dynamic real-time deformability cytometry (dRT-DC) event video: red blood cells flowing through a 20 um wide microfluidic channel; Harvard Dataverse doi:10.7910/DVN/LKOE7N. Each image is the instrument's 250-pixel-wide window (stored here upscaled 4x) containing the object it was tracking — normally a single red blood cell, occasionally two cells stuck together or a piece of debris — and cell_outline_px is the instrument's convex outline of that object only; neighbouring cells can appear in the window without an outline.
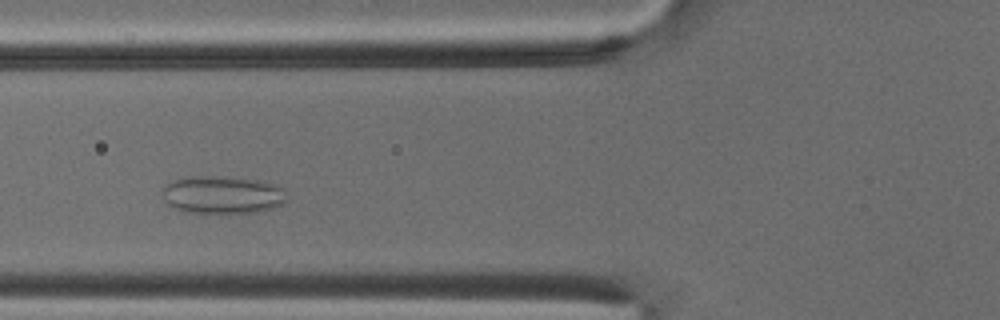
{"species": "common noctule bat (a hibernating species)", "species_latin": "Nyctalus noctula", "temperature_condition": "cold", "stored_images_in_passage": 45, "camera_frame_rate_fps": 3000, "um_per_image_px": 0.085, "animal": {"sex": "male", "body_mass_g": 18.8}, "frame": {"image": 1, "passage_image": 13, "time_ms": 4.0, "image_size_px": [1000, 320], "cell_outline_px": [[288, 200], [284, 204], [260, 212], [184, 212], [172, 208], [164, 200], [164, 184], [172, 180], [192, 176], [212, 176], [256, 180], [272, 184], [284, 188]], "centroid_in_image_um": [18.91, 16.56], "position_along_channel_um": 106.9, "area_um2": 27.28}}
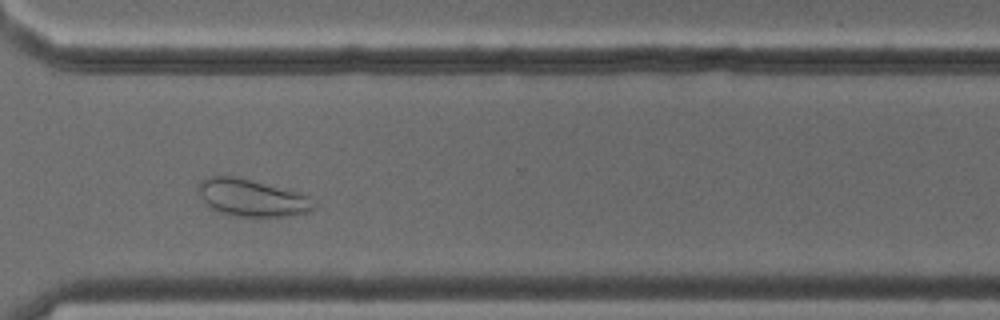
{"frame": {"image": 2, "passage_image": 32, "time_ms": 10.333, "image_size_px": [1000, 320], "cell_outline_px": [[316, 204], [308, 212], [292, 216], [236, 216], [220, 212], [212, 208], [200, 196], [196, 188], [200, 180], [208, 176], [236, 176], [296, 192], [308, 196]], "centroid_in_image_um": [21.37, 16.81], "position_along_channel_um": 349.2, "area_um2": 24.74}}
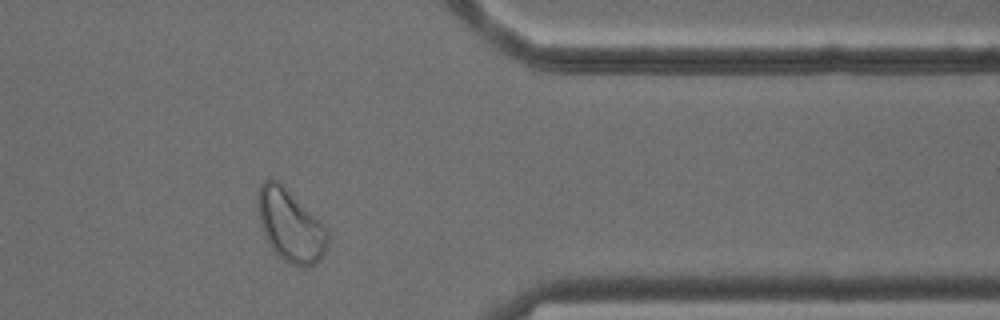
{"frame": {"image": 3, "passage_image": 36, "time_ms": 11.667, "image_size_px": [1000, 320], "cell_outline_px": [[328, 248], [320, 260], [304, 268], [292, 264], [284, 260], [272, 248], [264, 232], [256, 208], [256, 192], [260, 184], [264, 180], [272, 180], [280, 184], [328, 232]], "centroid_in_image_um": [24.64, 19.21], "position_along_channel_um": 386.8, "area_um2": 28.26}, "authors_computed_cell_mechanics": {"area_um2": 28.6688, "velocity_mm_per_s": 3.8274, "shape_relaxation_time_tau1_ms": null, "shape_relaxation_time_tau2_ms": 2.2268, "deformation_change_tau1": null, "deformation_change_tau2": 0.0681}}